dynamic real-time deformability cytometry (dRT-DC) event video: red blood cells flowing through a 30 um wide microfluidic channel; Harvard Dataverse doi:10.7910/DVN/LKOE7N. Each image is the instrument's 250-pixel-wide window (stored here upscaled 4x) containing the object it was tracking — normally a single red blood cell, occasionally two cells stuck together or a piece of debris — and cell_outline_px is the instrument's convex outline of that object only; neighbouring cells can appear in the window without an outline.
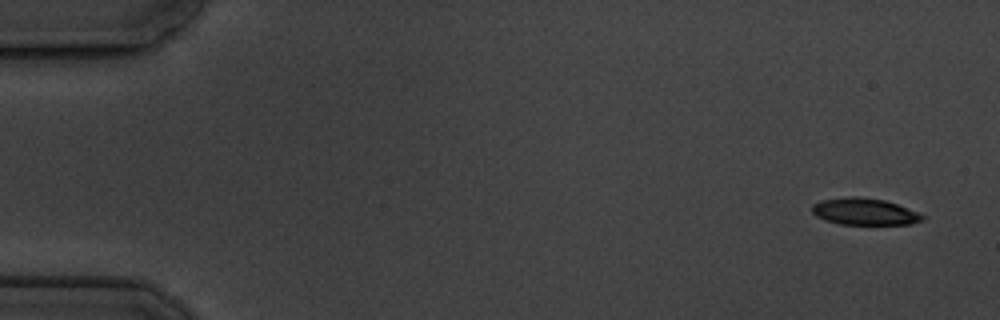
{"species": "common noctule bat (a hibernating species)", "species_latin": "Nyctalus noctula", "temperature_condition": "cold", "stored_images_in_passage": 5, "camera_frame_rate_fps": 3000, "um_per_image_px": 0.085, "animal": {"sex": "male", "body_mass_g": 19.5, "forearm_length_mm": 54.6}, "frame": {"image": 1, "passage_image": 1, "time_ms": 0.0, "image_size_px": [1000, 320], "cell_outline_px": [[928, 216], [924, 220], [908, 224], [840, 224], [824, 220], [816, 216], [812, 212], [812, 204], [820, 200], [848, 196], [856, 196], [884, 200], [920, 212]], "centroid_in_image_um": [73.49, 17.98], "position_along_channel_um": 11.5, "area_um2": 17.4}}
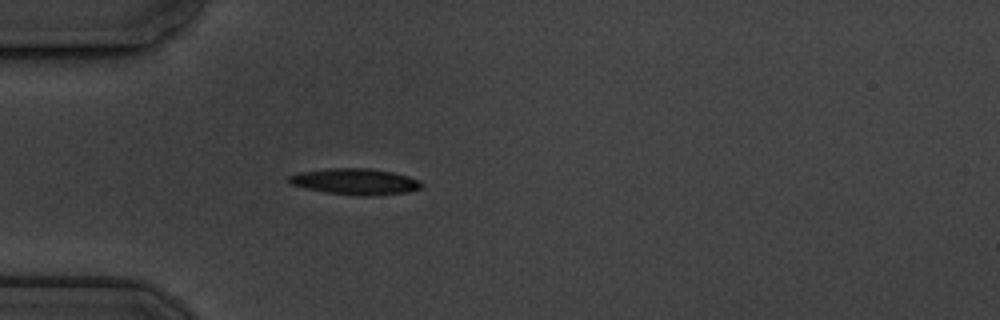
{"frame": {"image": 2, "passage_image": 5, "time_ms": 4.667, "image_size_px": [1000, 320], "cell_outline_px": [[424, 184], [420, 188], [408, 192], [368, 196], [360, 196], [328, 192], [308, 188], [292, 184], [288, 180], [288, 176], [300, 172], [328, 168], [364, 168], [392, 172], [408, 176], [420, 180]], "centroid_in_image_um": [30.24, 15.43], "position_along_channel_um": 54.8, "area_um2": 19.94}}